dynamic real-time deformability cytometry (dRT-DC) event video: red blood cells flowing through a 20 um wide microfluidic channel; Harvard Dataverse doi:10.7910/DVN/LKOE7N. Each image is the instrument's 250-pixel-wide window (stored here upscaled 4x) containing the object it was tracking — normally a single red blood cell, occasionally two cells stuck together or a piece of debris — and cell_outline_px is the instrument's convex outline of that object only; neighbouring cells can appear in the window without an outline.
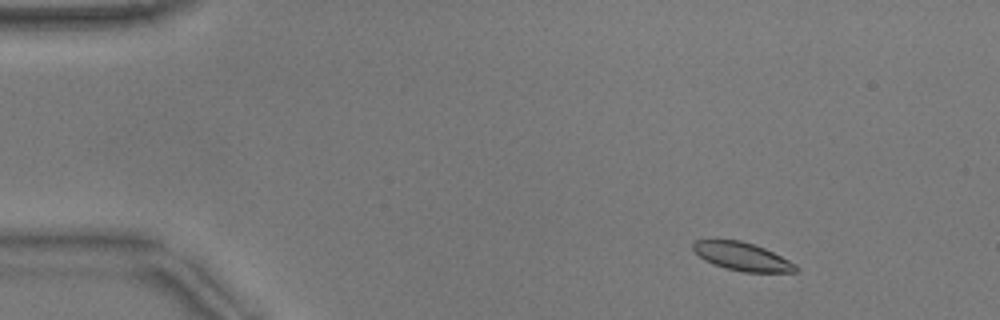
{"species": "common noctule bat (a hibernating species)", "species_latin": "Nyctalus noctula", "temperature_condition": "warm", "stored_images_in_passage": 50, "camera_frame_rate_fps": 3000, "um_per_image_px": 0.085, "animal": {"sex": "male", "body_mass_g": 17.9}, "frame": {"image": 1, "passage_image": 4, "time_ms": 1.0, "image_size_px": [1000, 320], "cell_outline_px": [[800, 268], [796, 272], [744, 272], [724, 268], [712, 264], [704, 260], [692, 248], [692, 244], [696, 240], [740, 240], [764, 248], [796, 264]], "centroid_in_image_um": [63.08, 21.82], "position_along_channel_um": 21.9, "area_um2": 16.76}}
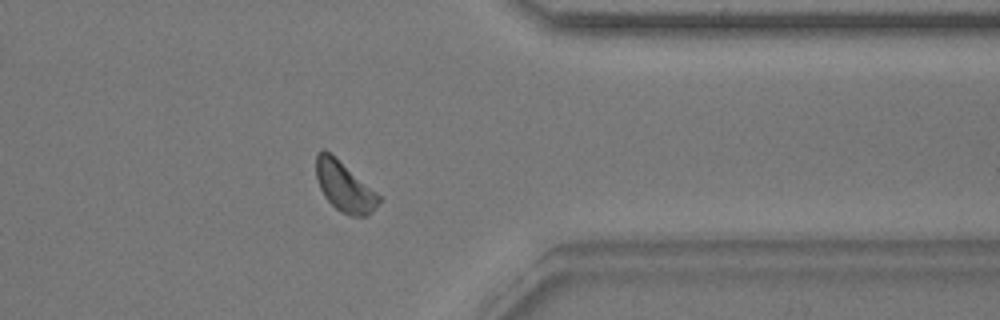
{"frame": {"image": 2, "passage_image": 40, "time_ms": 13.0, "image_size_px": [1000, 320], "cell_outline_px": [[380, 200], [372, 212], [368, 216], [352, 216], [340, 212], [324, 196], [320, 188], [316, 176], [316, 152], [320, 148], [324, 148], [376, 192], [380, 196]], "centroid_in_image_um": [29.24, 15.86], "position_along_channel_um": 382.2, "area_um2": 17.92}}
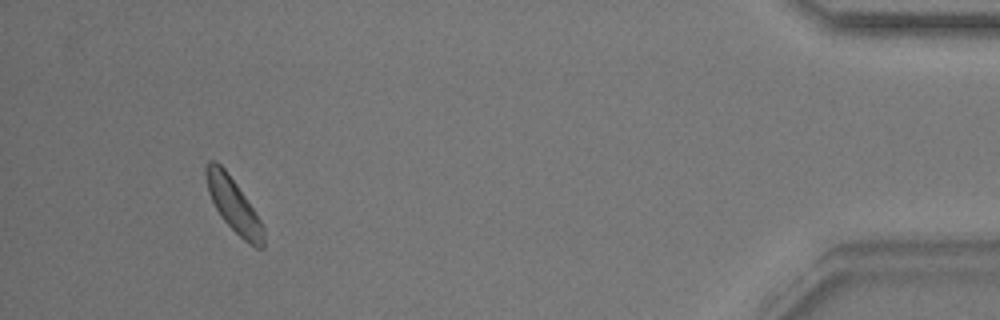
{"frame": {"image": 3, "passage_image": 47, "time_ms": 15.333, "image_size_px": [1000, 320], "cell_outline_px": [[264, 248], [256, 248], [248, 244], [220, 216], [208, 192], [204, 176], [204, 168], [208, 160], [216, 160], [224, 168], [236, 184], [260, 220], [264, 228]], "centroid_in_image_um": [19.82, 17.41], "position_along_channel_um": 415.4, "area_um2": 17.86}, "authors_computed_cell_mechanics": {"area_um2": 17.8891, "velocity_mm_per_s": 3.7952, "shape_relaxation_time_tau1_ms": 1.7906, "shape_relaxation_time_tau2_ms": 6.1981, "deformation_change_tau1": 0.0753, "deformation_change_tau2": 0.1439}}